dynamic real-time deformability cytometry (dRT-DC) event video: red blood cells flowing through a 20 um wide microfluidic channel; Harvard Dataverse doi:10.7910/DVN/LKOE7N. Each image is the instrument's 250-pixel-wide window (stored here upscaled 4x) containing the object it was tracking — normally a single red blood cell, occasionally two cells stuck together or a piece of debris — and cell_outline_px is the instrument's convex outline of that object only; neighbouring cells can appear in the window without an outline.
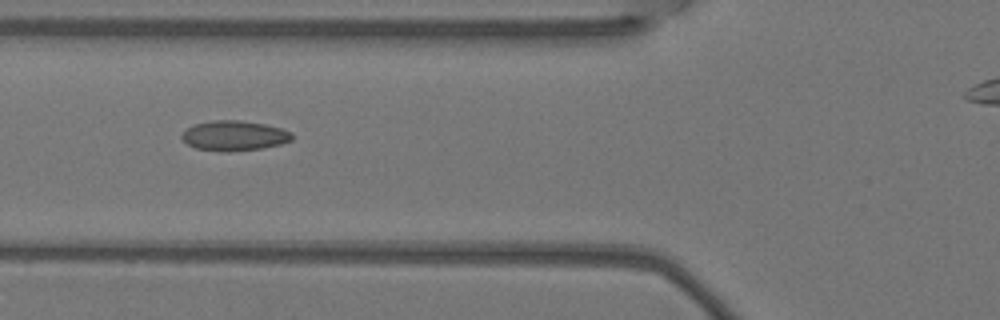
{"species": "Egyptian fruit bat (a non-hibernating species)", "species_latin": "Rousettus aegyptiacus", "temperature_condition": "warm", "stored_images_in_passage": 4, "camera_frame_rate_fps": 3000, "um_per_image_px": 0.085, "animal": {"sex": "female"}, "frame": {"image": 1, "passage_image": 4, "time_ms": 1.0, "image_size_px": [1000, 320], "cell_outline_px": [[292, 140], [280, 144], [264, 148], [228, 152], [224, 152], [196, 148], [188, 144], [180, 136], [188, 128], [196, 124], [212, 120], [240, 120], [264, 124], [280, 128], [292, 132]], "centroid_in_image_um": [19.93, 11.54], "position_along_channel_um": 105.9, "area_um2": 19.19}}